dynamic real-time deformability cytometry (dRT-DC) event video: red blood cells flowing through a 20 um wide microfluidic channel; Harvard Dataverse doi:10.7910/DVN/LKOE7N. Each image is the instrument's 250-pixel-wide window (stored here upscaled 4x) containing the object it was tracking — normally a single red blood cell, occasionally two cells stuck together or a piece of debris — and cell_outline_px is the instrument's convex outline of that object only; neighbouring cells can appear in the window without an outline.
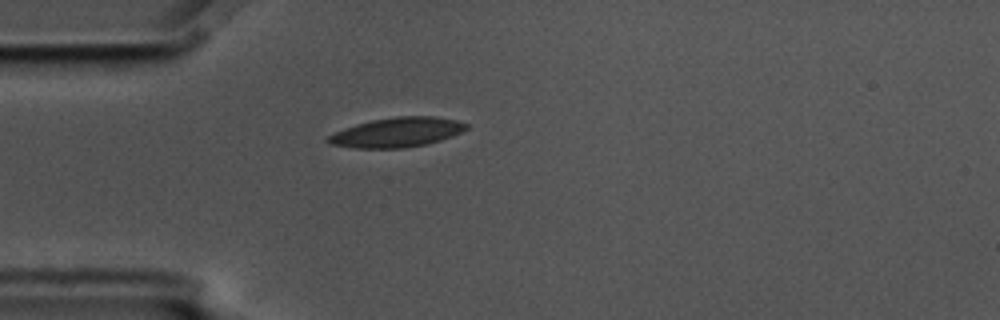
{"species": "common noctule bat (a hibernating species)", "species_latin": "Nyctalus noctula", "temperature_condition": "cold", "stored_images_in_passage": 1, "camera_frame_rate_fps": 3000, "um_per_image_px": 0.085, "animal": {"sex": "male", "body_mass_g": 17.5, "forearm_length_mm": 52.3}, "frame": {"image": 1, "passage_image": 1, "time_ms": 0.0, "image_size_px": [1000, 320], "cell_outline_px": [[468, 128], [452, 136], [440, 140], [424, 144], [404, 148], [352, 148], [332, 144], [324, 140], [328, 136], [344, 128], [356, 124], [372, 120], [396, 116], [436, 116], [456, 120], [468, 124]], "centroid_in_image_um": [33.73, 11.24], "position_along_channel_um": 51.3, "area_um2": 23.76}}